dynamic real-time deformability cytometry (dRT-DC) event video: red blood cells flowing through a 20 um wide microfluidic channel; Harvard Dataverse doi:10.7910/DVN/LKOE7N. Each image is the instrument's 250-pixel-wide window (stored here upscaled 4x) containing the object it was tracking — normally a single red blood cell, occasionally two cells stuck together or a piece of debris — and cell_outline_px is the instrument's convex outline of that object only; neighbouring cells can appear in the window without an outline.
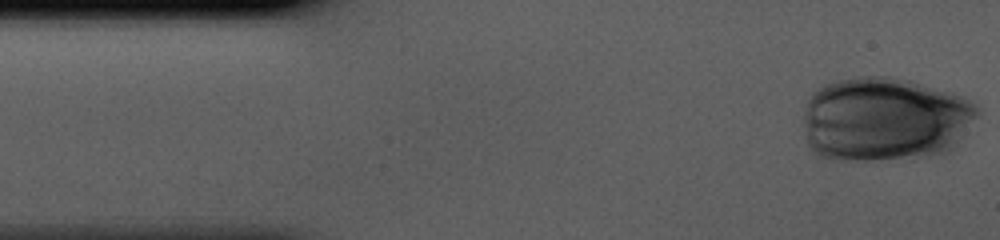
{"species": "human", "species_latin": "Homo sapiens", "temperature_condition": "cold", "stored_images_in_passage": 35, "camera_frame_rate_fps": 3000, "um_per_image_px": 0.085, "donor": {"sex": "male"}, "frame": {"image": 1, "passage_image": 1, "time_ms": 0.0, "image_size_px": [1000, 240], "cell_outline_px": [[980, 112], [952, 148], [948, 152], [932, 156], [872, 160], [836, 160], [820, 156], [808, 144], [804, 136], [804, 112], [808, 100], [812, 92], [824, 84], [836, 80], [856, 76], [888, 76], [912, 80], [952, 92], [964, 96], [976, 104]], "centroid_in_image_um": [75.2, 10.11], "position_along_channel_um": 9.8, "area_um2": 86.12}}
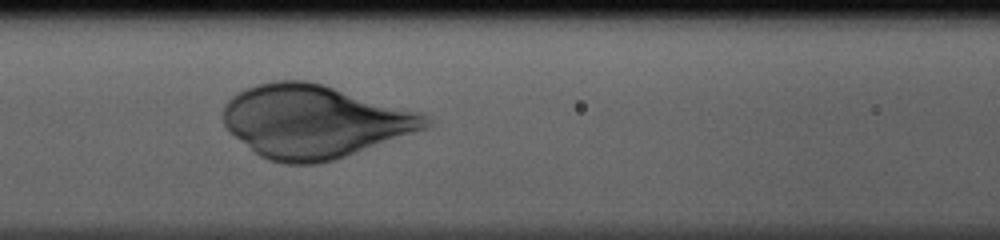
{"frame": {"image": 2, "passage_image": 16, "time_ms": 5.0, "image_size_px": [1000, 240], "cell_outline_px": [[432, 124], [428, 128], [332, 160], [316, 164], [284, 164], [268, 160], [260, 156], [224, 128], [224, 108], [228, 100], [232, 96], [256, 84], [276, 80], [308, 80], [324, 84], [416, 112], [428, 116], [432, 120]], "centroid_in_image_um": [26.68, 10.32], "position_along_channel_um": 139.9, "area_um2": 85.26}}
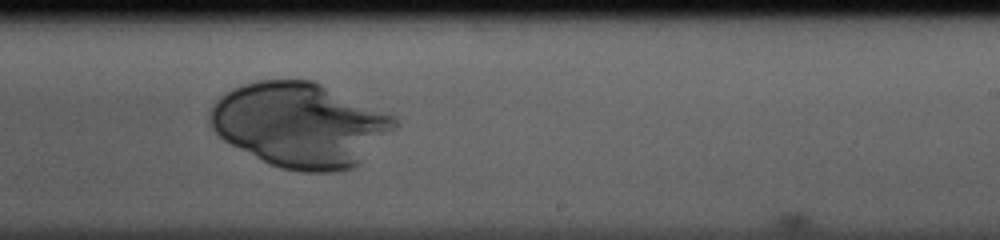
{"frame": {"image": 3, "passage_image": 25, "time_ms": 8.0, "image_size_px": [1000, 240], "cell_outline_px": [[400, 120], [396, 128], [352, 168], [332, 172], [300, 172], [280, 168], [268, 164], [224, 140], [212, 128], [212, 108], [216, 100], [220, 96], [232, 88], [256, 80], [312, 80], [396, 116]], "centroid_in_image_um": [25.52, 10.61], "position_along_channel_um": 263.5, "area_um2": 90.23}}